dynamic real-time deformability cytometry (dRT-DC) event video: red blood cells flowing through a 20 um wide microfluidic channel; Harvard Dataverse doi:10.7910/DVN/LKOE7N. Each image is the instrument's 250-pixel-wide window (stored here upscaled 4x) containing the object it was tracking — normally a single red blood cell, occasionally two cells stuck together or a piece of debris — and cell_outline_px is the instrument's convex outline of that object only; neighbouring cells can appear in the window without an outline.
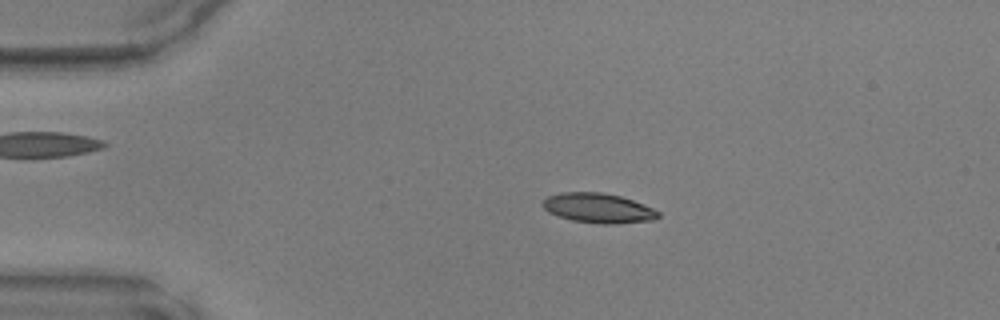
{"species": "common noctule bat (a hibernating species)", "species_latin": "Nyctalus noctula", "temperature_condition": "warm", "stored_images_in_passage": 37, "camera_frame_rate_fps": 3000, "um_per_image_px": 0.085, "animal": {"sex": "male", "body_mass_g": 17.9, "forearm_length_mm": 54.2}, "frame": {"image": 1, "passage_image": 10, "time_ms": 3.0, "image_size_px": [1000, 320], "cell_outline_px": [[660, 216], [656, 220], [612, 224], [604, 224], [572, 220], [548, 212], [540, 204], [548, 196], [560, 192], [600, 192], [620, 196], [632, 200], [652, 208], [660, 212]], "centroid_in_image_um": [50.85, 17.69], "position_along_channel_um": 34.1, "area_um2": 19.94}}
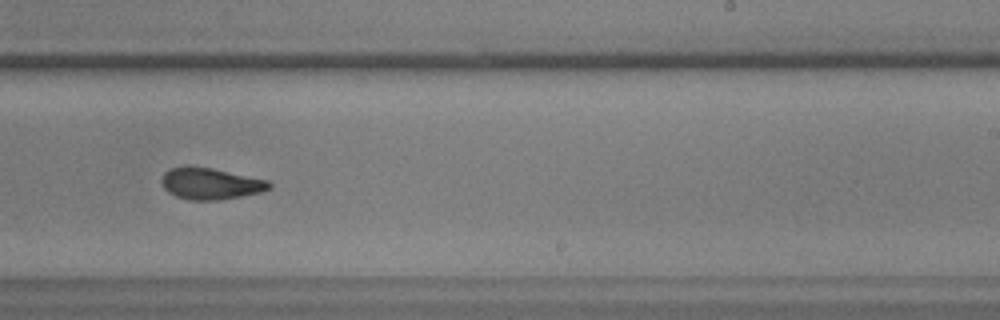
{"frame": {"image": 2, "passage_image": 30, "time_ms": 9.667, "image_size_px": [1000, 320], "cell_outline_px": [[272, 188], [260, 192], [220, 200], [188, 200], [176, 196], [168, 192], [164, 188], [160, 180], [164, 172], [172, 168], [184, 164], [188, 164], [212, 168], [268, 180], [272, 184]], "centroid_in_image_um": [17.86, 15.59], "position_along_channel_um": 271.1, "area_um2": 20.06}}
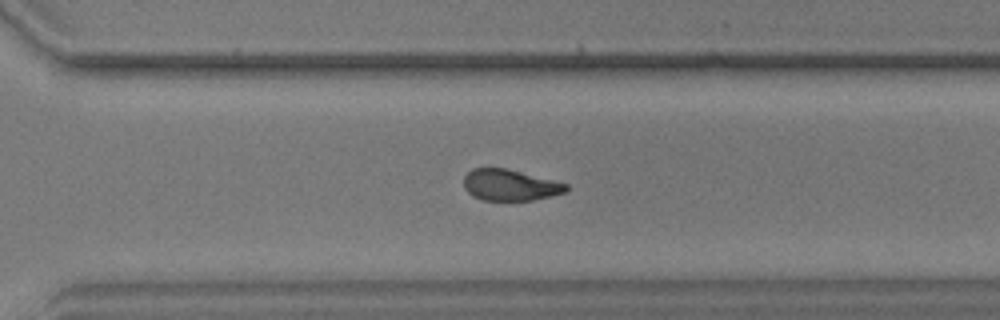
{"frame": {"image": 3, "passage_image": 34, "time_ms": 11.0, "image_size_px": [1000, 320], "cell_outline_px": [[568, 192], [552, 196], [532, 200], [484, 200], [472, 196], [464, 188], [464, 176], [472, 168], [508, 168], [568, 184]], "centroid_in_image_um": [43.36, 15.73], "position_along_channel_um": 327.2, "area_um2": 18.73}}